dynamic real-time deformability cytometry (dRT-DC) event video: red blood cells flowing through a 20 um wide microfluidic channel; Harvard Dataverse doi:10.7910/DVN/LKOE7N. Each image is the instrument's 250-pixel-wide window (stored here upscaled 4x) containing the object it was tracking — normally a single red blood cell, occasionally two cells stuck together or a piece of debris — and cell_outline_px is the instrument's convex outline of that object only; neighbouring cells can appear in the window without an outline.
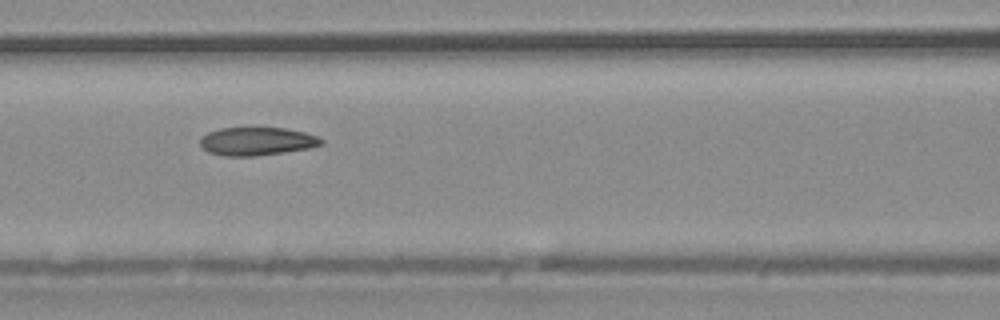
{"species": "common noctule bat (a hibernating species)", "species_latin": "Nyctalus noctula", "temperature_condition": "warm", "stored_images_in_passage": 7, "camera_frame_rate_fps": 3000, "um_per_image_px": 0.085, "animal": {"sex": "male", "body_mass_g": 20.4}, "frame": {"image": 1, "passage_image": 4, "time_ms": 1.0, "image_size_px": [1000, 320], "cell_outline_px": [[324, 144], [308, 148], [284, 152], [256, 156], [224, 156], [208, 152], [200, 144], [200, 136], [208, 132], [220, 128], [284, 128], [304, 132], [316, 136], [324, 140]], "centroid_in_image_um": [21.81, 12.01], "position_along_channel_um": 144.8, "area_um2": 19.88}}
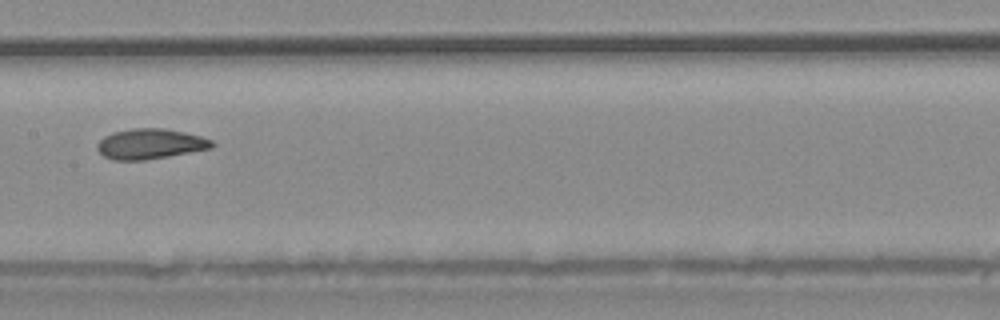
{"frame": {"image": 2, "passage_image": 5, "time_ms": 1.333, "image_size_px": [1000, 320], "cell_outline_px": [[216, 144], [212, 148], [168, 156], [144, 160], [112, 160], [104, 156], [96, 148], [96, 144], [104, 136], [112, 132], [132, 128], [164, 128], [184, 132], [200, 136], [212, 140]], "centroid_in_image_um": [12.75, 12.22], "position_along_channel_um": 194.6, "area_um2": 20.29}}